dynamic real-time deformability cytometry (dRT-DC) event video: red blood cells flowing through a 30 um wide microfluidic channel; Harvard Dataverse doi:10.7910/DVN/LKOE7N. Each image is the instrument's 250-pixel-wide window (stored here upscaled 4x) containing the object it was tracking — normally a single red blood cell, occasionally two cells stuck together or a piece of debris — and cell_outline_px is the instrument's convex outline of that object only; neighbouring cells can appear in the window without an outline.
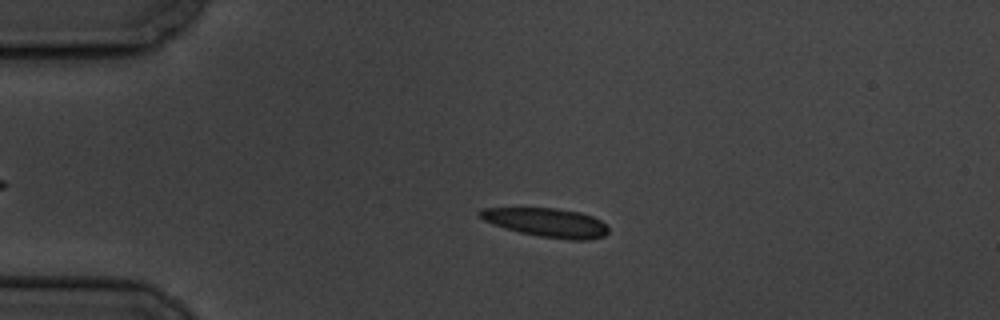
{"species": "common noctule bat (a hibernating species)", "species_latin": "Nyctalus noctula", "temperature_condition": "cold", "stored_images_in_passage": 4, "camera_frame_rate_fps": 3000, "um_per_image_px": 0.085, "animal": {"sex": "male", "body_mass_g": 19.5, "forearm_length_mm": 54.6}, "frame": {"image": 1, "passage_image": 3, "time_ms": 2.333, "image_size_px": [1000, 320], "cell_outline_px": [[608, 232], [604, 236], [588, 240], [568, 240], [540, 236], [520, 232], [504, 228], [484, 220], [476, 212], [484, 208], [556, 208], [580, 212], [592, 216], [608, 224]], "centroid_in_image_um": [46.51, 18.91], "position_along_channel_um": 38.5, "area_um2": 21.62}}